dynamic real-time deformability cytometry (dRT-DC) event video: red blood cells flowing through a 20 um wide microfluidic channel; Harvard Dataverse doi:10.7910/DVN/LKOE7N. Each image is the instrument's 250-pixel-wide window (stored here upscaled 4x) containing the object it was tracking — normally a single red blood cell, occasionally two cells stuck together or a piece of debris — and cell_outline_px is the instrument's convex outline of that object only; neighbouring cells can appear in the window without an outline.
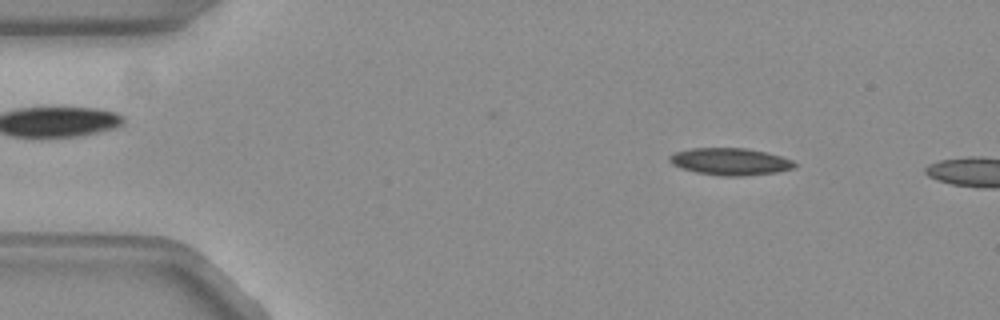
{"species": "common noctule bat (a hibernating species)", "species_latin": "Nyctalus noctula", "temperature_condition": "warm", "stored_images_in_passage": 9, "camera_frame_rate_fps": 3000, "um_per_image_px": 0.085, "animal": {"sex": "female", "body_mass_g": 19.3, "forearm_length_mm": 54.1}, "frame": {"image": 1, "passage_image": 6, "time_ms": 1.667, "image_size_px": [1000, 320], "cell_outline_px": [[796, 168], [776, 172], [744, 176], [720, 176], [696, 172], [680, 168], [672, 164], [668, 160], [668, 156], [672, 152], [692, 148], [744, 148], [764, 152], [780, 156], [792, 160], [796, 164]], "centroid_in_image_um": [62.02, 13.74], "position_along_channel_um": 23.0, "area_um2": 19.83}}